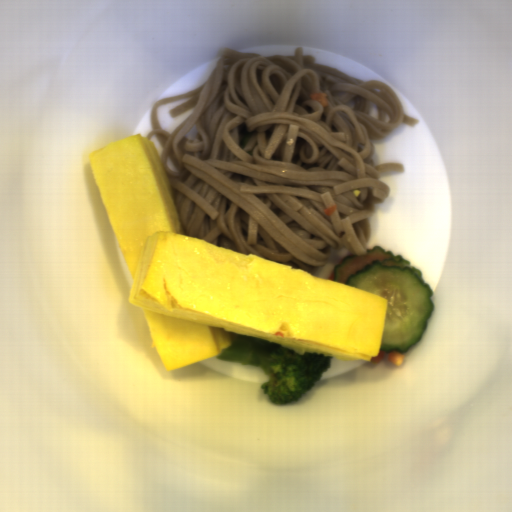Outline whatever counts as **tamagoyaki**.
I'll return each mask as SVG.
<instances>
[{
    "label": "tamagoyaki",
    "mask_w": 512,
    "mask_h": 512,
    "mask_svg": "<svg viewBox=\"0 0 512 512\" xmlns=\"http://www.w3.org/2000/svg\"><path fill=\"white\" fill-rule=\"evenodd\" d=\"M152 345L173 371L221 354L231 334L300 355L371 362L388 298L186 231L154 141L140 132L87 153Z\"/></svg>",
    "instance_id": "1"
}]
</instances>
